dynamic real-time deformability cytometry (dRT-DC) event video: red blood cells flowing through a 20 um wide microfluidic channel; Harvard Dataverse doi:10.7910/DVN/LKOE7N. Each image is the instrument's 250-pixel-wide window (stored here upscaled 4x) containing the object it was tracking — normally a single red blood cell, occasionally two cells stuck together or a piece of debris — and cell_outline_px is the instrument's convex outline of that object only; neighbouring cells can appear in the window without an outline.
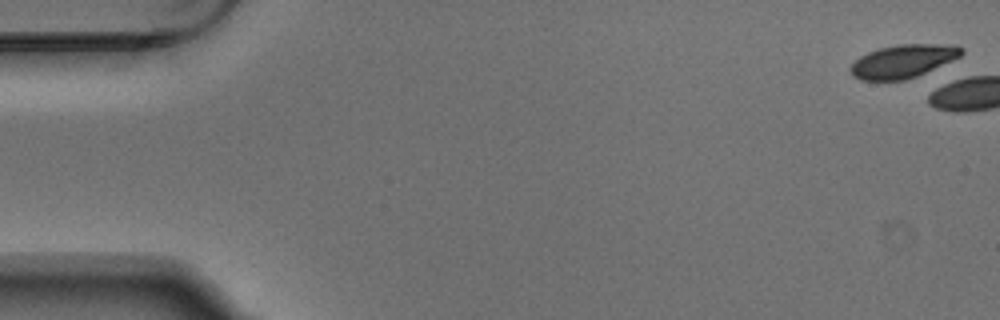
{"species": "Egyptian fruit bat (a non-hibernating species)", "species_latin": "Rousettus aegyptiacus", "temperature_condition": "warm", "stored_images_in_passage": 6, "camera_frame_rate_fps": 3000, "um_per_image_px": 0.085, "animal": {"sex": "male"}, "frame": {"image": 1, "passage_image": 1, "time_ms": 0.0, "image_size_px": [1000, 320], "cell_outline_px": [[964, 52], [960, 56], [952, 60], [916, 76], [904, 80], [860, 80], [852, 76], [848, 68], [860, 56], [868, 52], [880, 48], [900, 44], [956, 44], [964, 48]], "centroid_in_image_um": [76.75, 5.19], "position_along_channel_um": 8.2, "area_um2": 21.44}}
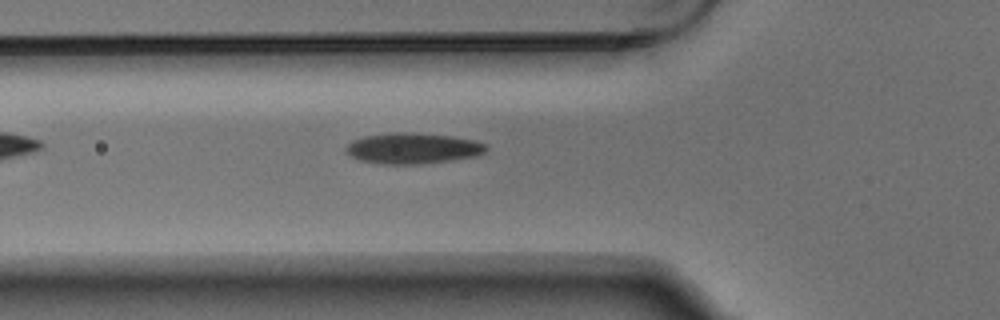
{"frame": {"image": 2, "passage_image": 6, "time_ms": 1.667, "image_size_px": [1000, 320], "cell_outline_px": [[488, 148], [480, 156], [452, 160], [420, 164], [380, 164], [360, 160], [344, 152], [344, 148], [352, 140], [364, 136], [392, 132], [404, 132], [452, 136], [476, 140], [488, 144]], "centroid_in_image_um": [35.11, 12.61], "position_along_channel_um": 90.7, "area_um2": 25.49}}